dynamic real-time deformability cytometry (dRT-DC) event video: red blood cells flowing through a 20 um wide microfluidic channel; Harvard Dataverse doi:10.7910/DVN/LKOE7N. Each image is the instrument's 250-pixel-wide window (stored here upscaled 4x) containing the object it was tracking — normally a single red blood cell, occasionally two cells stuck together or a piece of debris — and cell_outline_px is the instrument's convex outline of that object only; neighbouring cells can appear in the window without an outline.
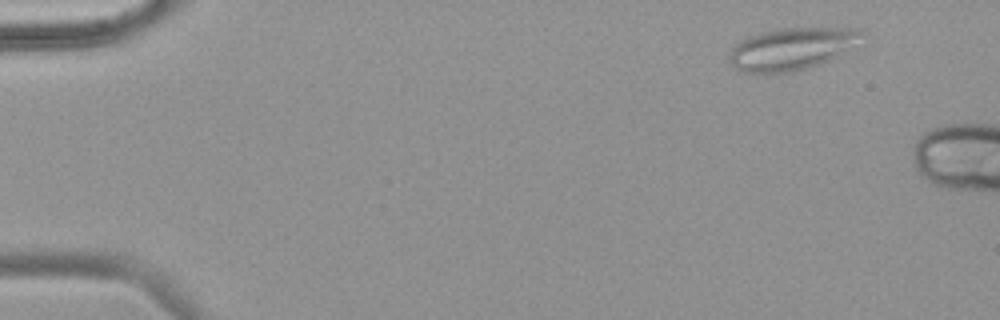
{"species": "common noctule bat (a hibernating species)", "species_latin": "Nyctalus noctula", "temperature_condition": "warm", "stored_images_in_passage": 50, "camera_frame_rate_fps": 3000, "um_per_image_px": 0.085, "animal": {"sex": "female", "body_mass_g": 18.4}, "frame": {"image": 1, "passage_image": 5, "time_ms": 1.333, "image_size_px": [1000, 320], "cell_outline_px": [[864, 32], [836, 56], [820, 64], [792, 72], [740, 72], [728, 60], [728, 56], [732, 48], [740, 40], [748, 36], [760, 32], [784, 28], [856, 28]], "centroid_in_image_um": [67.16, 4.15], "position_along_channel_um": 17.8, "area_um2": 31.67}}
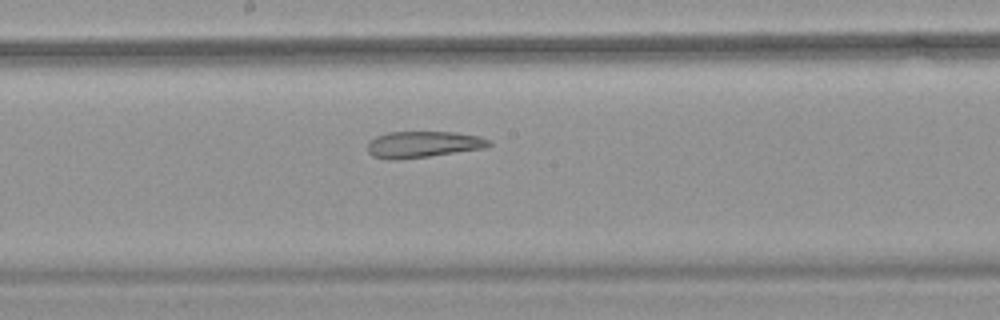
{"frame": {"image": 2, "passage_image": 30, "time_ms": 9.667, "image_size_px": [1000, 320], "cell_outline_px": [[492, 144], [484, 148], [428, 156], [396, 160], [388, 160], [372, 156], [368, 152], [368, 140], [376, 136], [388, 132], [456, 132], [480, 136], [492, 140]], "centroid_in_image_um": [35.95, 12.27], "position_along_channel_um": 212.3, "area_um2": 18.79}}
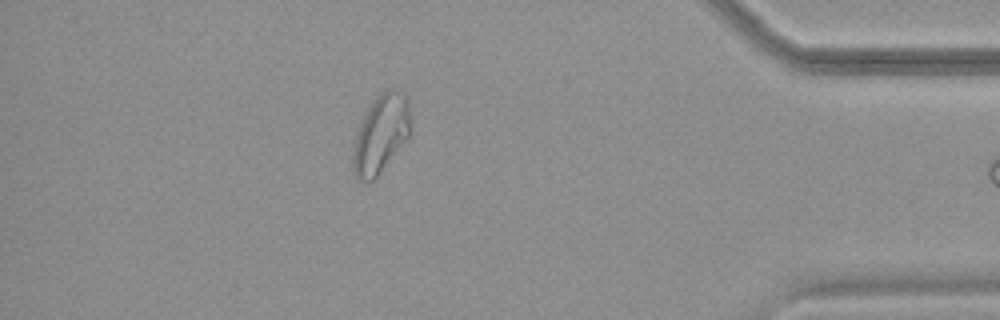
{"frame": {"image": 3, "passage_image": 48, "time_ms": 15.667, "image_size_px": [1000, 320], "cell_outline_px": [[408, 136], [376, 176], [372, 180], [356, 180], [352, 172], [352, 156], [356, 136], [364, 112], [372, 100], [380, 92], [388, 88], [396, 88], [408, 96]], "centroid_in_image_um": [32.32, 11.33], "position_along_channel_um": 402.9, "area_um2": 25.78}, "authors_computed_cell_mechanics": {"area_um2": 24.7673, "velocity_mm_per_s": 3.7689, "shape_relaxation_time_tau1_ms": null, "shape_relaxation_time_tau2_ms": 2.9515, "deformation_change_tau1": null, "deformation_change_tau2": 0.1121}}